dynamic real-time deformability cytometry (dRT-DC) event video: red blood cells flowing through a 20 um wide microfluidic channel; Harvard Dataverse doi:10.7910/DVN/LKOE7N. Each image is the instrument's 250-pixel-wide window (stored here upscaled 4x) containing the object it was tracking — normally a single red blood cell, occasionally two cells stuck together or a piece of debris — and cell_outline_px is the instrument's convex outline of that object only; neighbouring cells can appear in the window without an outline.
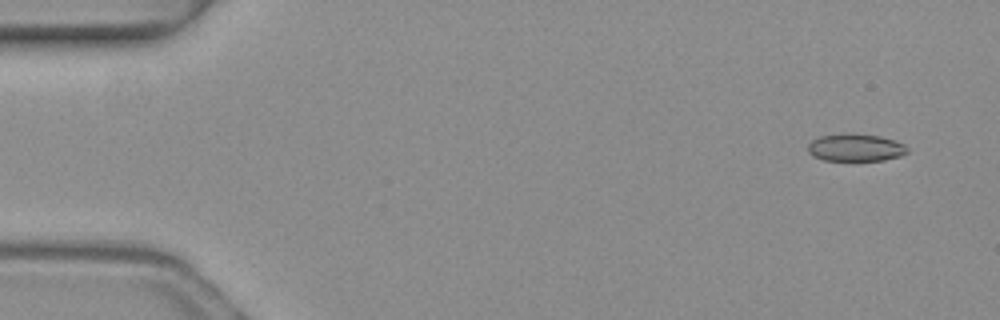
{"species": "common noctule bat (a hibernating species)", "species_latin": "Nyctalus noctula", "temperature_condition": "warm", "stored_images_in_passage": 4, "camera_frame_rate_fps": 3000, "um_per_image_px": 0.085, "animal": {"sex": "female", "body_mass_g": 19.3, "forearm_length_mm": 54.1}, "frame": {"image": 1, "passage_image": 1, "time_ms": 0.0, "image_size_px": [1000, 320], "cell_outline_px": [[908, 152], [900, 156], [884, 160], [824, 160], [812, 156], [808, 152], [808, 144], [812, 140], [820, 136], [844, 132], [880, 136], [904, 144], [908, 148]], "centroid_in_image_um": [72.69, 12.53], "position_along_channel_um": 12.3, "area_um2": 16.01}}
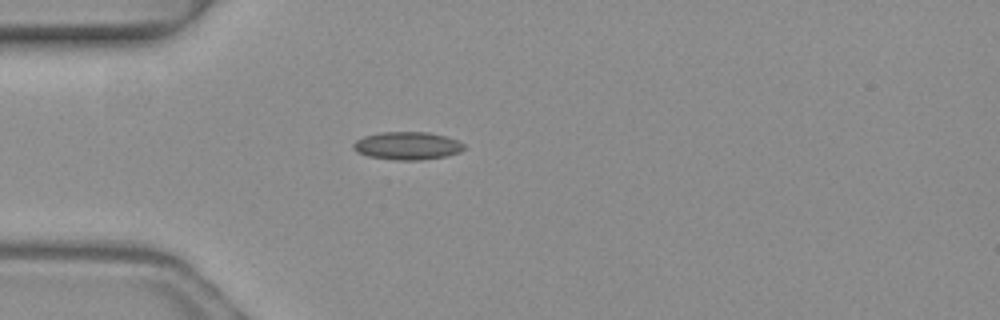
{"frame": {"image": 2, "passage_image": 4, "time_ms": 1.0, "image_size_px": [1000, 320], "cell_outline_px": [[464, 148], [460, 152], [444, 156], [420, 160], [396, 160], [368, 156], [356, 152], [352, 148], [352, 144], [356, 140], [364, 136], [380, 132], [428, 132], [448, 136], [464, 144]], "centroid_in_image_um": [34.6, 12.38], "position_along_channel_um": 50.4, "area_um2": 18.03}}